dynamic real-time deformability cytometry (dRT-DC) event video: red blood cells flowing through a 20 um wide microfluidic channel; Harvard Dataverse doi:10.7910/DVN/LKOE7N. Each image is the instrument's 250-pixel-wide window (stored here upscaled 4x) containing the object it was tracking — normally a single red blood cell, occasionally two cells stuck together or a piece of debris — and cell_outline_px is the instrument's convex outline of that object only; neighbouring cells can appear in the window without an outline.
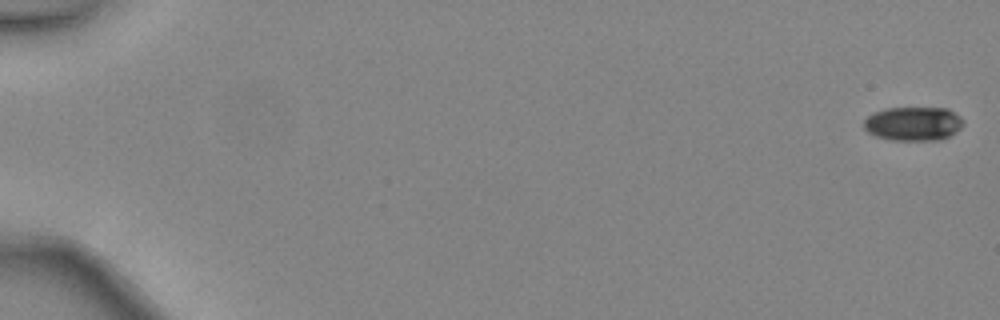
{"species": "common noctule bat (a hibernating species)", "species_latin": "Nyctalus noctula", "temperature_condition": "warm", "stored_images_in_passage": 48, "camera_frame_rate_fps": 3000, "um_per_image_px": 0.085, "animal": {"sex": "female", "body_mass_g": 24.6, "forearm_length_mm": 56.2}, "frame": {"image": 1, "passage_image": 1, "time_ms": 0.0, "image_size_px": [1000, 320], "cell_outline_px": [[964, 124], [956, 132], [940, 140], [892, 140], [876, 136], [868, 132], [864, 128], [864, 120], [872, 112], [884, 108], [948, 108], [960, 116], [964, 120]], "centroid_in_image_um": [77.63, 10.5], "position_along_channel_um": 7.4, "area_um2": 19.83}}
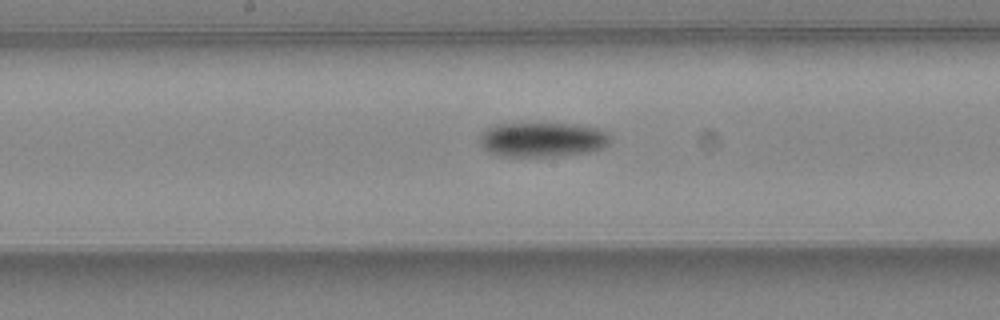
{"frame": {"image": 2, "passage_image": 27, "time_ms": 8.667, "image_size_px": [1000, 320], "cell_outline_px": [[612, 140], [604, 148], [592, 152], [556, 156], [500, 156], [488, 152], [480, 144], [480, 132], [496, 124], [572, 124], [596, 128], [608, 132]], "centroid_in_image_um": [46.13, 11.88], "position_along_channel_um": 202.1, "area_um2": 26.47}}
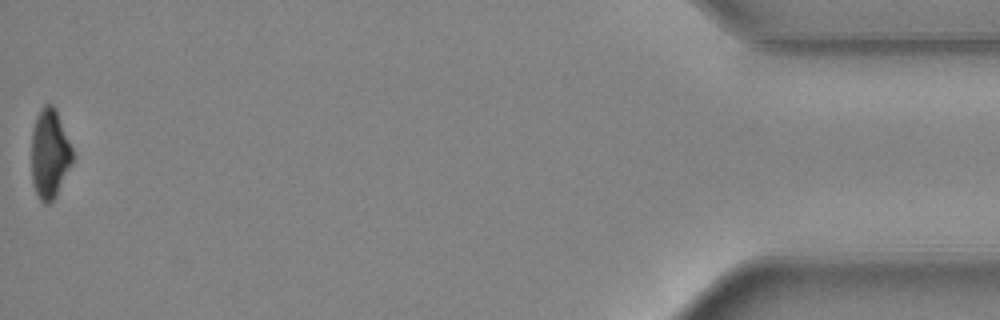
{"frame": {"image": 3, "passage_image": 48, "time_ms": 15.667, "image_size_px": [1000, 320], "cell_outline_px": [[72, 164], [56, 196], [48, 204], [44, 204], [40, 200], [32, 184], [32, 132], [36, 116], [44, 104], [52, 104], [56, 108], [72, 148]], "centroid_in_image_um": [4.22, 13.07], "position_along_channel_um": 431.0, "area_um2": 21.39}, "authors_computed_cell_mechanics": {"area_um2": 23.3801, "velocity_mm_per_s": 4.5183, "shape_relaxation_time_tau1_ms": 3.0254, "shape_relaxation_time_tau2_ms": null, "deformation_change_tau1": 0.1341, "deformation_change_tau2": null}}